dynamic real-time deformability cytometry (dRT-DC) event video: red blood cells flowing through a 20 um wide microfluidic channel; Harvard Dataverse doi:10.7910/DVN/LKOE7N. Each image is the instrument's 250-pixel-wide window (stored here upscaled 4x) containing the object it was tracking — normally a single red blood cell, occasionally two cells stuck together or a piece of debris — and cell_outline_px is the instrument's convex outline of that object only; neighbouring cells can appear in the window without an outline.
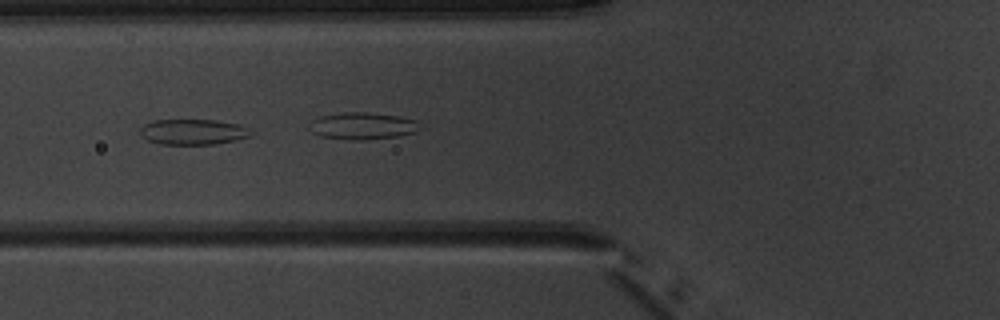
{"species": "common noctule bat (a hibernating species)", "species_latin": "Nyctalus noctula", "temperature_condition": "warm", "stored_images_in_passage": 7, "camera_frame_rate_fps": 3000, "um_per_image_px": 0.085, "animal": {"sex": "male", "body_mass_g": 20.1, "forearm_length_mm": 53.5}, "frame": {"image": 1, "passage_image": 4, "time_ms": 3.333, "image_size_px": [1000, 320], "cell_outline_px": [[256, 132], [252, 136], [236, 140], [216, 144], [160, 144], [148, 140], [140, 136], [140, 128], [144, 124], [152, 120], [216, 120], [240, 124], [252, 128]], "centroid_in_image_um": [16.48, 11.2], "position_along_channel_um": 109.3, "area_um2": 16.88}}
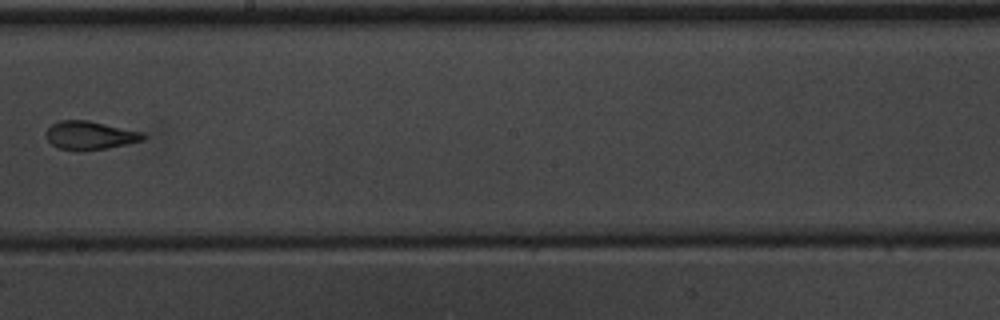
{"frame": {"image": 2, "passage_image": 7, "time_ms": 7.0, "image_size_px": [1000, 320], "cell_outline_px": [[148, 136], [144, 140], [108, 148], [84, 152], [80, 152], [60, 148], [52, 144], [48, 140], [44, 132], [52, 124], [60, 120], [88, 120], [144, 132]], "centroid_in_image_um": [7.67, 11.52], "position_along_channel_um": 240.5, "area_um2": 16.42}}